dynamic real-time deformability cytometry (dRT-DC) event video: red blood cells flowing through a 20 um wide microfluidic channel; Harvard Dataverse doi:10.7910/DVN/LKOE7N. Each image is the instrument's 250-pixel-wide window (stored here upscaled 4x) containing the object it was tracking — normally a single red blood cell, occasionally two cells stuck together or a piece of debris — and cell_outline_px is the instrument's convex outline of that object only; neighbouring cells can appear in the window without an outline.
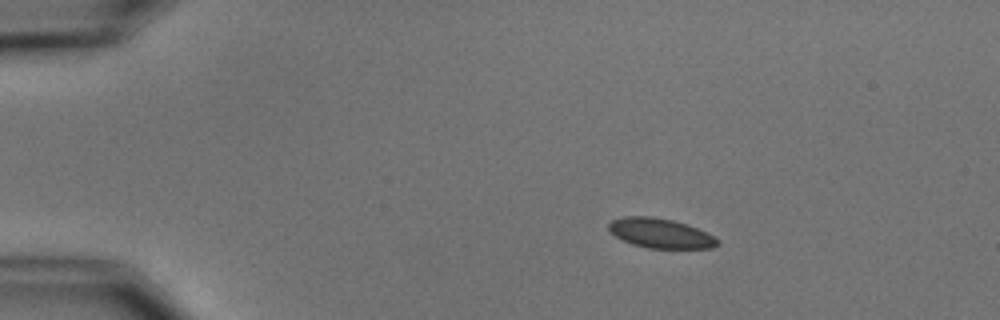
{"species": "common noctule bat (a hibernating species)", "species_latin": "Nyctalus noctula", "temperature_condition": "cold", "stored_images_in_passage": 4, "camera_frame_rate_fps": 3000, "um_per_image_px": 0.085, "animal": {"sex": "male", "body_mass_g": 15.6}, "frame": {"image": 1, "passage_image": 3, "time_ms": 2.333, "image_size_px": [1000, 320], "cell_outline_px": [[720, 244], [712, 248], [648, 248], [632, 244], [616, 236], [608, 228], [608, 224], [612, 220], [624, 216], [652, 216], [672, 220], [688, 224], [720, 240]], "centroid_in_image_um": [56.14, 19.82], "position_along_channel_um": 28.9, "area_um2": 18.67}}